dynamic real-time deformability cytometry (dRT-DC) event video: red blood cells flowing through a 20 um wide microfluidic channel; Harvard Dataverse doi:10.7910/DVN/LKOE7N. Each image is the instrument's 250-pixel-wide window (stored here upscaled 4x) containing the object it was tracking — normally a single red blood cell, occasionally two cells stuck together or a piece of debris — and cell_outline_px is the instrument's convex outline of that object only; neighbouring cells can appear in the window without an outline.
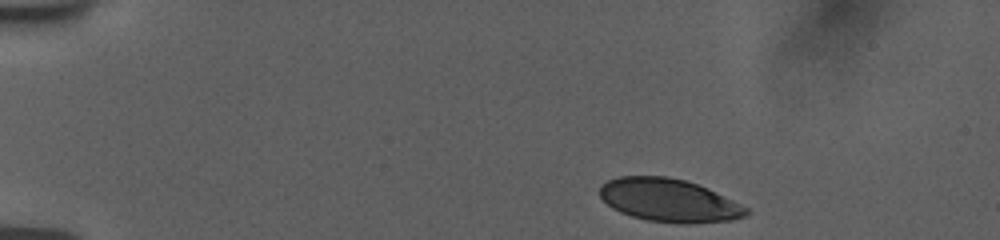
{"species": "human", "species_latin": "Homo sapiens", "temperature_condition": "room temperature", "stored_images_in_passage": 7, "camera_frame_rate_fps": 3000, "um_per_image_px": 0.085, "donor": {"sex": "female"}, "frame": {"image": 1, "passage_image": 1, "time_ms": 0.0, "image_size_px": [1000, 240], "cell_outline_px": [[748, 212], [744, 216], [732, 220], [688, 224], [680, 224], [648, 220], [632, 216], [620, 212], [612, 208], [600, 196], [600, 184], [616, 176], [668, 176], [684, 180], [708, 188], [748, 208]], "centroid_in_image_um": [56.84, 17.02], "position_along_channel_um": 28.2, "area_um2": 36.7}}
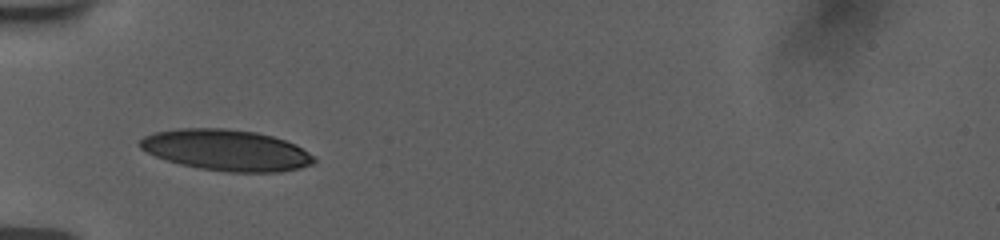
{"frame": {"image": 2, "passage_image": 6, "time_ms": 3.333, "image_size_px": [1000, 240], "cell_outline_px": [[316, 160], [312, 164], [300, 168], [280, 172], [228, 172], [200, 168], [180, 164], [156, 156], [140, 148], [136, 144], [144, 136], [156, 132], [180, 128], [224, 128], [256, 132], [272, 136], [296, 144], [316, 156]], "centroid_in_image_um": [19.27, 12.76], "position_along_channel_um": 65.7, "area_um2": 41.73}}